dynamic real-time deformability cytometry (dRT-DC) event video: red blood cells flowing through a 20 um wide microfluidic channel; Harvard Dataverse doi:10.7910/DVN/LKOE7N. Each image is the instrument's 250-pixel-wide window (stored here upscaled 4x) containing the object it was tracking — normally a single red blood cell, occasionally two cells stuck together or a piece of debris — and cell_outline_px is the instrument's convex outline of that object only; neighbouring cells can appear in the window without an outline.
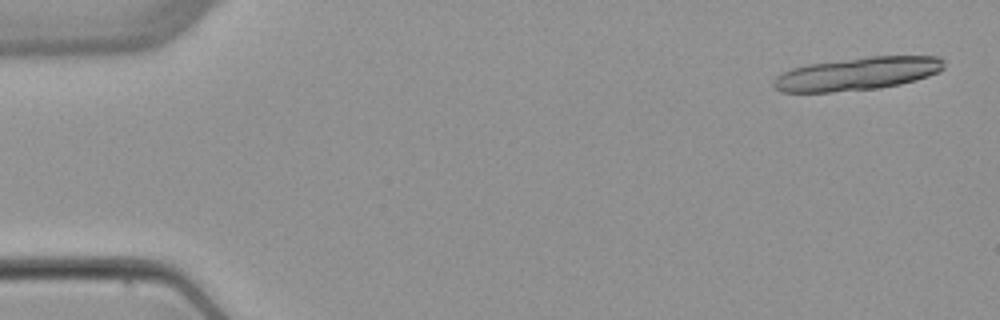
{"species": "common noctule bat (a hibernating species)", "species_latin": "Nyctalus noctula", "temperature_condition": "warm", "stored_images_in_passage": 4, "camera_frame_rate_fps": 3000, "um_per_image_px": 0.085, "animal": {"sex": "female", "body_mass_g": 22.7, "forearm_length_mm": 54.2}, "frame": {"image": 1, "passage_image": 1, "time_ms": 0.0, "image_size_px": [1000, 320], "cell_outline_px": [[944, 68], [940, 72], [916, 80], [900, 84], [880, 88], [832, 92], [780, 92], [772, 84], [772, 80], [780, 72], [792, 68], [808, 64], [868, 56], [940, 56], [944, 60]], "centroid_in_image_um": [72.87, 6.26], "position_along_channel_um": 12.1, "area_um2": 33.06}}